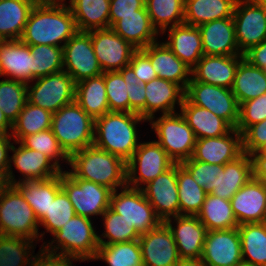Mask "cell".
<instances>
[{
  "label": "cell",
  "mask_w": 266,
  "mask_h": 266,
  "mask_svg": "<svg viewBox=\"0 0 266 266\" xmlns=\"http://www.w3.org/2000/svg\"><path fill=\"white\" fill-rule=\"evenodd\" d=\"M63 1L39 0L30 12L20 40L27 45L63 47L78 31L71 9Z\"/></svg>",
  "instance_id": "obj_1"
},
{
  "label": "cell",
  "mask_w": 266,
  "mask_h": 266,
  "mask_svg": "<svg viewBox=\"0 0 266 266\" xmlns=\"http://www.w3.org/2000/svg\"><path fill=\"white\" fill-rule=\"evenodd\" d=\"M68 165L76 178L106 186L112 191L127 185V163L94 144L71 154Z\"/></svg>",
  "instance_id": "obj_2"
},
{
  "label": "cell",
  "mask_w": 266,
  "mask_h": 266,
  "mask_svg": "<svg viewBox=\"0 0 266 266\" xmlns=\"http://www.w3.org/2000/svg\"><path fill=\"white\" fill-rule=\"evenodd\" d=\"M141 121L147 120L138 113L108 112L95 119L93 144L127 163L140 144L136 124Z\"/></svg>",
  "instance_id": "obj_3"
},
{
  "label": "cell",
  "mask_w": 266,
  "mask_h": 266,
  "mask_svg": "<svg viewBox=\"0 0 266 266\" xmlns=\"http://www.w3.org/2000/svg\"><path fill=\"white\" fill-rule=\"evenodd\" d=\"M95 120L76 101L52 115L51 130L60 147L70 156L94 143Z\"/></svg>",
  "instance_id": "obj_4"
},
{
  "label": "cell",
  "mask_w": 266,
  "mask_h": 266,
  "mask_svg": "<svg viewBox=\"0 0 266 266\" xmlns=\"http://www.w3.org/2000/svg\"><path fill=\"white\" fill-rule=\"evenodd\" d=\"M91 221L90 218L75 215L53 234L54 240L52 239L49 244L44 242L41 246L47 252L72 257L76 261L93 260L96 256L99 242L98 234ZM55 243L57 245H53ZM59 249L61 252H58Z\"/></svg>",
  "instance_id": "obj_5"
},
{
  "label": "cell",
  "mask_w": 266,
  "mask_h": 266,
  "mask_svg": "<svg viewBox=\"0 0 266 266\" xmlns=\"http://www.w3.org/2000/svg\"><path fill=\"white\" fill-rule=\"evenodd\" d=\"M38 226L39 221L32 207L11 185L0 198V235L41 240L45 232L39 236Z\"/></svg>",
  "instance_id": "obj_6"
},
{
  "label": "cell",
  "mask_w": 266,
  "mask_h": 266,
  "mask_svg": "<svg viewBox=\"0 0 266 266\" xmlns=\"http://www.w3.org/2000/svg\"><path fill=\"white\" fill-rule=\"evenodd\" d=\"M149 122L157 134L156 142L175 163L180 164L192 157L197 139L181 113L162 114Z\"/></svg>",
  "instance_id": "obj_7"
},
{
  "label": "cell",
  "mask_w": 266,
  "mask_h": 266,
  "mask_svg": "<svg viewBox=\"0 0 266 266\" xmlns=\"http://www.w3.org/2000/svg\"><path fill=\"white\" fill-rule=\"evenodd\" d=\"M61 187L68 195L76 215L91 219L110 207L112 190L106 186L76 178L69 170L61 172Z\"/></svg>",
  "instance_id": "obj_8"
},
{
  "label": "cell",
  "mask_w": 266,
  "mask_h": 266,
  "mask_svg": "<svg viewBox=\"0 0 266 266\" xmlns=\"http://www.w3.org/2000/svg\"><path fill=\"white\" fill-rule=\"evenodd\" d=\"M233 21L237 46L244 54L266 39V0H237Z\"/></svg>",
  "instance_id": "obj_9"
},
{
  "label": "cell",
  "mask_w": 266,
  "mask_h": 266,
  "mask_svg": "<svg viewBox=\"0 0 266 266\" xmlns=\"http://www.w3.org/2000/svg\"><path fill=\"white\" fill-rule=\"evenodd\" d=\"M120 190V193L117 192L118 189L112 191L110 208L122 215L130 224H134L140 235L148 233L162 223L141 189L126 185Z\"/></svg>",
  "instance_id": "obj_10"
},
{
  "label": "cell",
  "mask_w": 266,
  "mask_h": 266,
  "mask_svg": "<svg viewBox=\"0 0 266 266\" xmlns=\"http://www.w3.org/2000/svg\"><path fill=\"white\" fill-rule=\"evenodd\" d=\"M27 85V101L51 113L75 101L76 83L64 70L35 79Z\"/></svg>",
  "instance_id": "obj_11"
},
{
  "label": "cell",
  "mask_w": 266,
  "mask_h": 266,
  "mask_svg": "<svg viewBox=\"0 0 266 266\" xmlns=\"http://www.w3.org/2000/svg\"><path fill=\"white\" fill-rule=\"evenodd\" d=\"M185 97L192 104L208 109L236 128L240 105L231 89L198 82L191 77Z\"/></svg>",
  "instance_id": "obj_12"
},
{
  "label": "cell",
  "mask_w": 266,
  "mask_h": 266,
  "mask_svg": "<svg viewBox=\"0 0 266 266\" xmlns=\"http://www.w3.org/2000/svg\"><path fill=\"white\" fill-rule=\"evenodd\" d=\"M174 164L156 141L140 143L127 162V186L141 189L144 184L154 180Z\"/></svg>",
  "instance_id": "obj_13"
},
{
  "label": "cell",
  "mask_w": 266,
  "mask_h": 266,
  "mask_svg": "<svg viewBox=\"0 0 266 266\" xmlns=\"http://www.w3.org/2000/svg\"><path fill=\"white\" fill-rule=\"evenodd\" d=\"M63 68L75 83L103 74L93 49L90 32L77 31L64 44Z\"/></svg>",
  "instance_id": "obj_14"
},
{
  "label": "cell",
  "mask_w": 266,
  "mask_h": 266,
  "mask_svg": "<svg viewBox=\"0 0 266 266\" xmlns=\"http://www.w3.org/2000/svg\"><path fill=\"white\" fill-rule=\"evenodd\" d=\"M92 45L102 72L120 71L128 66L137 50L111 28L89 31Z\"/></svg>",
  "instance_id": "obj_15"
},
{
  "label": "cell",
  "mask_w": 266,
  "mask_h": 266,
  "mask_svg": "<svg viewBox=\"0 0 266 266\" xmlns=\"http://www.w3.org/2000/svg\"><path fill=\"white\" fill-rule=\"evenodd\" d=\"M141 190L162 222L171 218V216L180 215L177 163L158 175L154 180L148 182Z\"/></svg>",
  "instance_id": "obj_16"
},
{
  "label": "cell",
  "mask_w": 266,
  "mask_h": 266,
  "mask_svg": "<svg viewBox=\"0 0 266 266\" xmlns=\"http://www.w3.org/2000/svg\"><path fill=\"white\" fill-rule=\"evenodd\" d=\"M201 259L207 266H236L243 261L238 228L207 231Z\"/></svg>",
  "instance_id": "obj_17"
},
{
  "label": "cell",
  "mask_w": 266,
  "mask_h": 266,
  "mask_svg": "<svg viewBox=\"0 0 266 266\" xmlns=\"http://www.w3.org/2000/svg\"><path fill=\"white\" fill-rule=\"evenodd\" d=\"M144 266H176L181 260L173 235L162 222L138 239Z\"/></svg>",
  "instance_id": "obj_18"
},
{
  "label": "cell",
  "mask_w": 266,
  "mask_h": 266,
  "mask_svg": "<svg viewBox=\"0 0 266 266\" xmlns=\"http://www.w3.org/2000/svg\"><path fill=\"white\" fill-rule=\"evenodd\" d=\"M242 154V134L233 128L223 136L197 139L191 158L208 164L224 165Z\"/></svg>",
  "instance_id": "obj_19"
},
{
  "label": "cell",
  "mask_w": 266,
  "mask_h": 266,
  "mask_svg": "<svg viewBox=\"0 0 266 266\" xmlns=\"http://www.w3.org/2000/svg\"><path fill=\"white\" fill-rule=\"evenodd\" d=\"M18 148L12 145L13 156L9 159L8 177L11 185L22 181L45 180L59 175L62 171L52 164L51 160L43 153L26 148L21 142ZM22 174L23 179L15 180L12 172V163Z\"/></svg>",
  "instance_id": "obj_20"
},
{
  "label": "cell",
  "mask_w": 266,
  "mask_h": 266,
  "mask_svg": "<svg viewBox=\"0 0 266 266\" xmlns=\"http://www.w3.org/2000/svg\"><path fill=\"white\" fill-rule=\"evenodd\" d=\"M233 214L239 225L263 223L266 211V185L252 178L230 199Z\"/></svg>",
  "instance_id": "obj_21"
},
{
  "label": "cell",
  "mask_w": 266,
  "mask_h": 266,
  "mask_svg": "<svg viewBox=\"0 0 266 266\" xmlns=\"http://www.w3.org/2000/svg\"><path fill=\"white\" fill-rule=\"evenodd\" d=\"M176 227L172 226V219H166L164 223L170 229L175 240L181 259L201 258L206 227L197 216L178 215L173 217Z\"/></svg>",
  "instance_id": "obj_22"
},
{
  "label": "cell",
  "mask_w": 266,
  "mask_h": 266,
  "mask_svg": "<svg viewBox=\"0 0 266 266\" xmlns=\"http://www.w3.org/2000/svg\"><path fill=\"white\" fill-rule=\"evenodd\" d=\"M243 55H204L191 69V77L198 82L232 89L235 73Z\"/></svg>",
  "instance_id": "obj_23"
},
{
  "label": "cell",
  "mask_w": 266,
  "mask_h": 266,
  "mask_svg": "<svg viewBox=\"0 0 266 266\" xmlns=\"http://www.w3.org/2000/svg\"><path fill=\"white\" fill-rule=\"evenodd\" d=\"M110 28L134 48L143 49L156 42L159 33L153 27L146 7L138 15H109Z\"/></svg>",
  "instance_id": "obj_24"
},
{
  "label": "cell",
  "mask_w": 266,
  "mask_h": 266,
  "mask_svg": "<svg viewBox=\"0 0 266 266\" xmlns=\"http://www.w3.org/2000/svg\"><path fill=\"white\" fill-rule=\"evenodd\" d=\"M151 61V65L161 79L178 84L186 91L191 80V68L182 62L164 43L154 42L141 49Z\"/></svg>",
  "instance_id": "obj_25"
},
{
  "label": "cell",
  "mask_w": 266,
  "mask_h": 266,
  "mask_svg": "<svg viewBox=\"0 0 266 266\" xmlns=\"http://www.w3.org/2000/svg\"><path fill=\"white\" fill-rule=\"evenodd\" d=\"M1 76L29 84L33 81V54L21 40H0Z\"/></svg>",
  "instance_id": "obj_26"
},
{
  "label": "cell",
  "mask_w": 266,
  "mask_h": 266,
  "mask_svg": "<svg viewBox=\"0 0 266 266\" xmlns=\"http://www.w3.org/2000/svg\"><path fill=\"white\" fill-rule=\"evenodd\" d=\"M204 55L233 56L239 52L233 17L213 20L198 26Z\"/></svg>",
  "instance_id": "obj_27"
},
{
  "label": "cell",
  "mask_w": 266,
  "mask_h": 266,
  "mask_svg": "<svg viewBox=\"0 0 266 266\" xmlns=\"http://www.w3.org/2000/svg\"><path fill=\"white\" fill-rule=\"evenodd\" d=\"M145 85V119H155V112L161 110L164 114L176 113L177 103L180 107L185 97V91L173 82L159 77L144 83Z\"/></svg>",
  "instance_id": "obj_28"
},
{
  "label": "cell",
  "mask_w": 266,
  "mask_h": 266,
  "mask_svg": "<svg viewBox=\"0 0 266 266\" xmlns=\"http://www.w3.org/2000/svg\"><path fill=\"white\" fill-rule=\"evenodd\" d=\"M168 30V41L164 43L192 69L204 56L199 28L183 23Z\"/></svg>",
  "instance_id": "obj_29"
},
{
  "label": "cell",
  "mask_w": 266,
  "mask_h": 266,
  "mask_svg": "<svg viewBox=\"0 0 266 266\" xmlns=\"http://www.w3.org/2000/svg\"><path fill=\"white\" fill-rule=\"evenodd\" d=\"M180 109L181 115L194 131L196 139L223 136L233 129L226 120L208 109L192 104L186 97Z\"/></svg>",
  "instance_id": "obj_30"
},
{
  "label": "cell",
  "mask_w": 266,
  "mask_h": 266,
  "mask_svg": "<svg viewBox=\"0 0 266 266\" xmlns=\"http://www.w3.org/2000/svg\"><path fill=\"white\" fill-rule=\"evenodd\" d=\"M252 178L250 155L243 153L236 160L224 164V170L218 173L217 186L210 194L230 200Z\"/></svg>",
  "instance_id": "obj_31"
},
{
  "label": "cell",
  "mask_w": 266,
  "mask_h": 266,
  "mask_svg": "<svg viewBox=\"0 0 266 266\" xmlns=\"http://www.w3.org/2000/svg\"><path fill=\"white\" fill-rule=\"evenodd\" d=\"M39 0H0V40H20Z\"/></svg>",
  "instance_id": "obj_32"
},
{
  "label": "cell",
  "mask_w": 266,
  "mask_h": 266,
  "mask_svg": "<svg viewBox=\"0 0 266 266\" xmlns=\"http://www.w3.org/2000/svg\"><path fill=\"white\" fill-rule=\"evenodd\" d=\"M14 186L32 207L40 222L45 212H48L51 201H54L56 194L62 189L61 173L50 179L22 181Z\"/></svg>",
  "instance_id": "obj_33"
},
{
  "label": "cell",
  "mask_w": 266,
  "mask_h": 266,
  "mask_svg": "<svg viewBox=\"0 0 266 266\" xmlns=\"http://www.w3.org/2000/svg\"><path fill=\"white\" fill-rule=\"evenodd\" d=\"M69 3L78 31L110 28V0H70Z\"/></svg>",
  "instance_id": "obj_34"
},
{
  "label": "cell",
  "mask_w": 266,
  "mask_h": 266,
  "mask_svg": "<svg viewBox=\"0 0 266 266\" xmlns=\"http://www.w3.org/2000/svg\"><path fill=\"white\" fill-rule=\"evenodd\" d=\"M75 101L94 120L110 112L104 73L76 83Z\"/></svg>",
  "instance_id": "obj_35"
},
{
  "label": "cell",
  "mask_w": 266,
  "mask_h": 266,
  "mask_svg": "<svg viewBox=\"0 0 266 266\" xmlns=\"http://www.w3.org/2000/svg\"><path fill=\"white\" fill-rule=\"evenodd\" d=\"M237 0H185L184 23L192 26L233 17Z\"/></svg>",
  "instance_id": "obj_36"
},
{
  "label": "cell",
  "mask_w": 266,
  "mask_h": 266,
  "mask_svg": "<svg viewBox=\"0 0 266 266\" xmlns=\"http://www.w3.org/2000/svg\"><path fill=\"white\" fill-rule=\"evenodd\" d=\"M232 93L238 104L255 99L266 93V71L242 59L236 69Z\"/></svg>",
  "instance_id": "obj_37"
},
{
  "label": "cell",
  "mask_w": 266,
  "mask_h": 266,
  "mask_svg": "<svg viewBox=\"0 0 266 266\" xmlns=\"http://www.w3.org/2000/svg\"><path fill=\"white\" fill-rule=\"evenodd\" d=\"M207 231L238 228L239 224L233 214L230 200L207 194L200 212L197 214Z\"/></svg>",
  "instance_id": "obj_38"
},
{
  "label": "cell",
  "mask_w": 266,
  "mask_h": 266,
  "mask_svg": "<svg viewBox=\"0 0 266 266\" xmlns=\"http://www.w3.org/2000/svg\"><path fill=\"white\" fill-rule=\"evenodd\" d=\"M238 231L243 261L266 266V224L244 223L238 226Z\"/></svg>",
  "instance_id": "obj_39"
},
{
  "label": "cell",
  "mask_w": 266,
  "mask_h": 266,
  "mask_svg": "<svg viewBox=\"0 0 266 266\" xmlns=\"http://www.w3.org/2000/svg\"><path fill=\"white\" fill-rule=\"evenodd\" d=\"M52 115L53 113L27 101L12 124L13 132L10 135L14 142H20L27 135L51 129Z\"/></svg>",
  "instance_id": "obj_40"
},
{
  "label": "cell",
  "mask_w": 266,
  "mask_h": 266,
  "mask_svg": "<svg viewBox=\"0 0 266 266\" xmlns=\"http://www.w3.org/2000/svg\"><path fill=\"white\" fill-rule=\"evenodd\" d=\"M184 6L185 0H145L152 25L162 34L168 27L184 23Z\"/></svg>",
  "instance_id": "obj_41"
},
{
  "label": "cell",
  "mask_w": 266,
  "mask_h": 266,
  "mask_svg": "<svg viewBox=\"0 0 266 266\" xmlns=\"http://www.w3.org/2000/svg\"><path fill=\"white\" fill-rule=\"evenodd\" d=\"M177 183L180 215L197 216L207 195L205 189L199 186L179 163H177Z\"/></svg>",
  "instance_id": "obj_42"
},
{
  "label": "cell",
  "mask_w": 266,
  "mask_h": 266,
  "mask_svg": "<svg viewBox=\"0 0 266 266\" xmlns=\"http://www.w3.org/2000/svg\"><path fill=\"white\" fill-rule=\"evenodd\" d=\"M104 260L109 266H144L138 240L99 245L93 260Z\"/></svg>",
  "instance_id": "obj_43"
},
{
  "label": "cell",
  "mask_w": 266,
  "mask_h": 266,
  "mask_svg": "<svg viewBox=\"0 0 266 266\" xmlns=\"http://www.w3.org/2000/svg\"><path fill=\"white\" fill-rule=\"evenodd\" d=\"M110 112H129V65L120 71L104 72Z\"/></svg>",
  "instance_id": "obj_44"
},
{
  "label": "cell",
  "mask_w": 266,
  "mask_h": 266,
  "mask_svg": "<svg viewBox=\"0 0 266 266\" xmlns=\"http://www.w3.org/2000/svg\"><path fill=\"white\" fill-rule=\"evenodd\" d=\"M27 85L10 78L0 81V108L11 124L27 102Z\"/></svg>",
  "instance_id": "obj_45"
},
{
  "label": "cell",
  "mask_w": 266,
  "mask_h": 266,
  "mask_svg": "<svg viewBox=\"0 0 266 266\" xmlns=\"http://www.w3.org/2000/svg\"><path fill=\"white\" fill-rule=\"evenodd\" d=\"M105 231L103 232V240L98 235L99 245H109L112 243H123L138 240L141 236L134 228V224H130L122 215L114 212L110 207L102 214Z\"/></svg>",
  "instance_id": "obj_46"
},
{
  "label": "cell",
  "mask_w": 266,
  "mask_h": 266,
  "mask_svg": "<svg viewBox=\"0 0 266 266\" xmlns=\"http://www.w3.org/2000/svg\"><path fill=\"white\" fill-rule=\"evenodd\" d=\"M31 249H34L31 239L0 235V266L30 265L33 259Z\"/></svg>",
  "instance_id": "obj_47"
},
{
  "label": "cell",
  "mask_w": 266,
  "mask_h": 266,
  "mask_svg": "<svg viewBox=\"0 0 266 266\" xmlns=\"http://www.w3.org/2000/svg\"><path fill=\"white\" fill-rule=\"evenodd\" d=\"M33 54V80L62 71L63 47L30 45Z\"/></svg>",
  "instance_id": "obj_48"
},
{
  "label": "cell",
  "mask_w": 266,
  "mask_h": 266,
  "mask_svg": "<svg viewBox=\"0 0 266 266\" xmlns=\"http://www.w3.org/2000/svg\"><path fill=\"white\" fill-rule=\"evenodd\" d=\"M26 148L45 154L61 171V160L69 162V156L60 147L57 138L51 129L43 130L35 134L27 135L20 141ZM54 160V161H53Z\"/></svg>",
  "instance_id": "obj_49"
},
{
  "label": "cell",
  "mask_w": 266,
  "mask_h": 266,
  "mask_svg": "<svg viewBox=\"0 0 266 266\" xmlns=\"http://www.w3.org/2000/svg\"><path fill=\"white\" fill-rule=\"evenodd\" d=\"M74 207L71 204L68 195L61 189L51 201L48 212L41 219L39 224L44 226L47 232L56 233L64 224L75 216Z\"/></svg>",
  "instance_id": "obj_50"
},
{
  "label": "cell",
  "mask_w": 266,
  "mask_h": 266,
  "mask_svg": "<svg viewBox=\"0 0 266 266\" xmlns=\"http://www.w3.org/2000/svg\"><path fill=\"white\" fill-rule=\"evenodd\" d=\"M192 176L194 181L203 187L207 194L217 186L218 173L224 170V165L208 164L192 158L180 163Z\"/></svg>",
  "instance_id": "obj_51"
},
{
  "label": "cell",
  "mask_w": 266,
  "mask_h": 266,
  "mask_svg": "<svg viewBox=\"0 0 266 266\" xmlns=\"http://www.w3.org/2000/svg\"><path fill=\"white\" fill-rule=\"evenodd\" d=\"M266 119V93L240 104L236 129L243 134L250 126Z\"/></svg>",
  "instance_id": "obj_52"
},
{
  "label": "cell",
  "mask_w": 266,
  "mask_h": 266,
  "mask_svg": "<svg viewBox=\"0 0 266 266\" xmlns=\"http://www.w3.org/2000/svg\"><path fill=\"white\" fill-rule=\"evenodd\" d=\"M145 85L140 83L136 77L135 72L129 66V112L138 113L142 118L145 119Z\"/></svg>",
  "instance_id": "obj_53"
},
{
  "label": "cell",
  "mask_w": 266,
  "mask_h": 266,
  "mask_svg": "<svg viewBox=\"0 0 266 266\" xmlns=\"http://www.w3.org/2000/svg\"><path fill=\"white\" fill-rule=\"evenodd\" d=\"M266 141V119L250 126L242 134L243 153L256 152Z\"/></svg>",
  "instance_id": "obj_54"
},
{
  "label": "cell",
  "mask_w": 266,
  "mask_h": 266,
  "mask_svg": "<svg viewBox=\"0 0 266 266\" xmlns=\"http://www.w3.org/2000/svg\"><path fill=\"white\" fill-rule=\"evenodd\" d=\"M129 66L142 84L158 77L151 65L150 58L141 49L136 50L132 54Z\"/></svg>",
  "instance_id": "obj_55"
},
{
  "label": "cell",
  "mask_w": 266,
  "mask_h": 266,
  "mask_svg": "<svg viewBox=\"0 0 266 266\" xmlns=\"http://www.w3.org/2000/svg\"><path fill=\"white\" fill-rule=\"evenodd\" d=\"M76 259L52 252H47L43 247L39 254L33 256L32 262L29 266H73Z\"/></svg>",
  "instance_id": "obj_56"
},
{
  "label": "cell",
  "mask_w": 266,
  "mask_h": 266,
  "mask_svg": "<svg viewBox=\"0 0 266 266\" xmlns=\"http://www.w3.org/2000/svg\"><path fill=\"white\" fill-rule=\"evenodd\" d=\"M145 6V0H110L109 15H138Z\"/></svg>",
  "instance_id": "obj_57"
},
{
  "label": "cell",
  "mask_w": 266,
  "mask_h": 266,
  "mask_svg": "<svg viewBox=\"0 0 266 266\" xmlns=\"http://www.w3.org/2000/svg\"><path fill=\"white\" fill-rule=\"evenodd\" d=\"M243 56L251 65L266 71V39L251 47Z\"/></svg>",
  "instance_id": "obj_58"
},
{
  "label": "cell",
  "mask_w": 266,
  "mask_h": 266,
  "mask_svg": "<svg viewBox=\"0 0 266 266\" xmlns=\"http://www.w3.org/2000/svg\"><path fill=\"white\" fill-rule=\"evenodd\" d=\"M250 158L252 161L253 178L259 179L266 185V156L254 152L250 154Z\"/></svg>",
  "instance_id": "obj_59"
},
{
  "label": "cell",
  "mask_w": 266,
  "mask_h": 266,
  "mask_svg": "<svg viewBox=\"0 0 266 266\" xmlns=\"http://www.w3.org/2000/svg\"><path fill=\"white\" fill-rule=\"evenodd\" d=\"M11 139V135L0 136V170L2 171H8L10 165L8 152L11 151L13 145Z\"/></svg>",
  "instance_id": "obj_60"
},
{
  "label": "cell",
  "mask_w": 266,
  "mask_h": 266,
  "mask_svg": "<svg viewBox=\"0 0 266 266\" xmlns=\"http://www.w3.org/2000/svg\"><path fill=\"white\" fill-rule=\"evenodd\" d=\"M8 129L12 130V124L6 119L0 108V136L10 135L11 133L8 132Z\"/></svg>",
  "instance_id": "obj_61"
},
{
  "label": "cell",
  "mask_w": 266,
  "mask_h": 266,
  "mask_svg": "<svg viewBox=\"0 0 266 266\" xmlns=\"http://www.w3.org/2000/svg\"><path fill=\"white\" fill-rule=\"evenodd\" d=\"M10 186L8 171L0 170V198Z\"/></svg>",
  "instance_id": "obj_62"
},
{
  "label": "cell",
  "mask_w": 266,
  "mask_h": 266,
  "mask_svg": "<svg viewBox=\"0 0 266 266\" xmlns=\"http://www.w3.org/2000/svg\"><path fill=\"white\" fill-rule=\"evenodd\" d=\"M176 266H207L201 258L181 259Z\"/></svg>",
  "instance_id": "obj_63"
},
{
  "label": "cell",
  "mask_w": 266,
  "mask_h": 266,
  "mask_svg": "<svg viewBox=\"0 0 266 266\" xmlns=\"http://www.w3.org/2000/svg\"><path fill=\"white\" fill-rule=\"evenodd\" d=\"M257 154L266 156V141L265 143L256 151Z\"/></svg>",
  "instance_id": "obj_64"
},
{
  "label": "cell",
  "mask_w": 266,
  "mask_h": 266,
  "mask_svg": "<svg viewBox=\"0 0 266 266\" xmlns=\"http://www.w3.org/2000/svg\"><path fill=\"white\" fill-rule=\"evenodd\" d=\"M236 266H255V265L245 262V261H241Z\"/></svg>",
  "instance_id": "obj_65"
},
{
  "label": "cell",
  "mask_w": 266,
  "mask_h": 266,
  "mask_svg": "<svg viewBox=\"0 0 266 266\" xmlns=\"http://www.w3.org/2000/svg\"><path fill=\"white\" fill-rule=\"evenodd\" d=\"M263 223L266 224V211H265V215H264Z\"/></svg>",
  "instance_id": "obj_66"
}]
</instances>
